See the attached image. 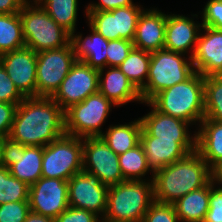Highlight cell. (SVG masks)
Masks as SVG:
<instances>
[{"label":"cell","mask_w":222,"mask_h":222,"mask_svg":"<svg viewBox=\"0 0 222 222\" xmlns=\"http://www.w3.org/2000/svg\"><path fill=\"white\" fill-rule=\"evenodd\" d=\"M64 110L51 97H25L17 106L8 142L46 146L64 136Z\"/></svg>","instance_id":"6da1fadb"},{"label":"cell","mask_w":222,"mask_h":222,"mask_svg":"<svg viewBox=\"0 0 222 222\" xmlns=\"http://www.w3.org/2000/svg\"><path fill=\"white\" fill-rule=\"evenodd\" d=\"M213 179V170L195 151L153 174L154 200L173 204L181 197L206 186Z\"/></svg>","instance_id":"7a4b0ae2"},{"label":"cell","mask_w":222,"mask_h":222,"mask_svg":"<svg viewBox=\"0 0 222 222\" xmlns=\"http://www.w3.org/2000/svg\"><path fill=\"white\" fill-rule=\"evenodd\" d=\"M150 103L161 113L198 125L205 118L204 76L195 71L187 80L159 92Z\"/></svg>","instance_id":"3957f363"},{"label":"cell","mask_w":222,"mask_h":222,"mask_svg":"<svg viewBox=\"0 0 222 222\" xmlns=\"http://www.w3.org/2000/svg\"><path fill=\"white\" fill-rule=\"evenodd\" d=\"M154 202L152 179L126 180L109 186L102 222H142Z\"/></svg>","instance_id":"277c9868"},{"label":"cell","mask_w":222,"mask_h":222,"mask_svg":"<svg viewBox=\"0 0 222 222\" xmlns=\"http://www.w3.org/2000/svg\"><path fill=\"white\" fill-rule=\"evenodd\" d=\"M19 15L25 45L34 52L60 48L70 43V33L59 26L36 0H28Z\"/></svg>","instance_id":"5b68a950"},{"label":"cell","mask_w":222,"mask_h":222,"mask_svg":"<svg viewBox=\"0 0 222 222\" xmlns=\"http://www.w3.org/2000/svg\"><path fill=\"white\" fill-rule=\"evenodd\" d=\"M166 49L151 52L145 87L140 91L142 102H150L159 92L187 80L194 72L191 57Z\"/></svg>","instance_id":"8992f818"},{"label":"cell","mask_w":222,"mask_h":222,"mask_svg":"<svg viewBox=\"0 0 222 222\" xmlns=\"http://www.w3.org/2000/svg\"><path fill=\"white\" fill-rule=\"evenodd\" d=\"M116 107L99 91L64 111L65 133L80 138L100 137L112 107Z\"/></svg>","instance_id":"52a82bcc"},{"label":"cell","mask_w":222,"mask_h":222,"mask_svg":"<svg viewBox=\"0 0 222 222\" xmlns=\"http://www.w3.org/2000/svg\"><path fill=\"white\" fill-rule=\"evenodd\" d=\"M83 138L65 134L43 147L42 177L68 181L83 171Z\"/></svg>","instance_id":"ba28073f"},{"label":"cell","mask_w":222,"mask_h":222,"mask_svg":"<svg viewBox=\"0 0 222 222\" xmlns=\"http://www.w3.org/2000/svg\"><path fill=\"white\" fill-rule=\"evenodd\" d=\"M76 61L71 43L37 52L36 97H52Z\"/></svg>","instance_id":"9c48e42d"},{"label":"cell","mask_w":222,"mask_h":222,"mask_svg":"<svg viewBox=\"0 0 222 222\" xmlns=\"http://www.w3.org/2000/svg\"><path fill=\"white\" fill-rule=\"evenodd\" d=\"M142 5L134 4L110 11H84L88 25L108 41L125 39L133 41Z\"/></svg>","instance_id":"30bf717a"},{"label":"cell","mask_w":222,"mask_h":222,"mask_svg":"<svg viewBox=\"0 0 222 222\" xmlns=\"http://www.w3.org/2000/svg\"><path fill=\"white\" fill-rule=\"evenodd\" d=\"M83 170L96 175L106 186L126 181L119 165L118 155L101 137L83 138Z\"/></svg>","instance_id":"8fae6325"},{"label":"cell","mask_w":222,"mask_h":222,"mask_svg":"<svg viewBox=\"0 0 222 222\" xmlns=\"http://www.w3.org/2000/svg\"><path fill=\"white\" fill-rule=\"evenodd\" d=\"M99 70L84 62L76 61L60 87L51 97L65 111L70 106L84 101L98 92Z\"/></svg>","instance_id":"7c38bea8"},{"label":"cell","mask_w":222,"mask_h":222,"mask_svg":"<svg viewBox=\"0 0 222 222\" xmlns=\"http://www.w3.org/2000/svg\"><path fill=\"white\" fill-rule=\"evenodd\" d=\"M68 204L100 215L107 209L108 186L102 184L96 175L82 171L68 180Z\"/></svg>","instance_id":"4fadbf2b"},{"label":"cell","mask_w":222,"mask_h":222,"mask_svg":"<svg viewBox=\"0 0 222 222\" xmlns=\"http://www.w3.org/2000/svg\"><path fill=\"white\" fill-rule=\"evenodd\" d=\"M68 181L41 177L29 188L30 210L56 219L68 207Z\"/></svg>","instance_id":"5bb4252c"},{"label":"cell","mask_w":222,"mask_h":222,"mask_svg":"<svg viewBox=\"0 0 222 222\" xmlns=\"http://www.w3.org/2000/svg\"><path fill=\"white\" fill-rule=\"evenodd\" d=\"M149 168L153 173L196 151V140H166L150 136L143 128L140 134Z\"/></svg>","instance_id":"9a60e30c"},{"label":"cell","mask_w":222,"mask_h":222,"mask_svg":"<svg viewBox=\"0 0 222 222\" xmlns=\"http://www.w3.org/2000/svg\"><path fill=\"white\" fill-rule=\"evenodd\" d=\"M0 63L24 97H36V52L23 47L0 55Z\"/></svg>","instance_id":"2e32d148"},{"label":"cell","mask_w":222,"mask_h":222,"mask_svg":"<svg viewBox=\"0 0 222 222\" xmlns=\"http://www.w3.org/2000/svg\"><path fill=\"white\" fill-rule=\"evenodd\" d=\"M191 59L202 76L222 75V30L203 26Z\"/></svg>","instance_id":"e0dca14e"},{"label":"cell","mask_w":222,"mask_h":222,"mask_svg":"<svg viewBox=\"0 0 222 222\" xmlns=\"http://www.w3.org/2000/svg\"><path fill=\"white\" fill-rule=\"evenodd\" d=\"M191 15L192 18L180 14H166L164 49L186 56L191 53L189 57H192L203 25L194 21L197 14Z\"/></svg>","instance_id":"ac0fdd59"},{"label":"cell","mask_w":222,"mask_h":222,"mask_svg":"<svg viewBox=\"0 0 222 222\" xmlns=\"http://www.w3.org/2000/svg\"><path fill=\"white\" fill-rule=\"evenodd\" d=\"M42 146H23L8 142L5 165L10 174L29 186L42 177Z\"/></svg>","instance_id":"d6986e66"},{"label":"cell","mask_w":222,"mask_h":222,"mask_svg":"<svg viewBox=\"0 0 222 222\" xmlns=\"http://www.w3.org/2000/svg\"><path fill=\"white\" fill-rule=\"evenodd\" d=\"M166 14L157 8L145 9L139 16L133 40L135 48L147 52L164 49Z\"/></svg>","instance_id":"ffe728a7"},{"label":"cell","mask_w":222,"mask_h":222,"mask_svg":"<svg viewBox=\"0 0 222 222\" xmlns=\"http://www.w3.org/2000/svg\"><path fill=\"white\" fill-rule=\"evenodd\" d=\"M148 114L140 118L142 128L153 137L166 140H196V134L189 133L190 123L176 117L161 113L150 102Z\"/></svg>","instance_id":"44dd1931"},{"label":"cell","mask_w":222,"mask_h":222,"mask_svg":"<svg viewBox=\"0 0 222 222\" xmlns=\"http://www.w3.org/2000/svg\"><path fill=\"white\" fill-rule=\"evenodd\" d=\"M106 69L99 70L98 91L100 93L116 107L131 101L143 103L140 91L118 67H106ZM104 71L107 72L104 73Z\"/></svg>","instance_id":"7402d4cb"},{"label":"cell","mask_w":222,"mask_h":222,"mask_svg":"<svg viewBox=\"0 0 222 222\" xmlns=\"http://www.w3.org/2000/svg\"><path fill=\"white\" fill-rule=\"evenodd\" d=\"M91 34L82 37L75 32L70 34V43L74 57L94 69L106 68L107 47L109 41L89 26Z\"/></svg>","instance_id":"603a6c76"},{"label":"cell","mask_w":222,"mask_h":222,"mask_svg":"<svg viewBox=\"0 0 222 222\" xmlns=\"http://www.w3.org/2000/svg\"><path fill=\"white\" fill-rule=\"evenodd\" d=\"M198 128L194 132L196 152L214 170L222 164V122L203 119Z\"/></svg>","instance_id":"cb8c5ba5"},{"label":"cell","mask_w":222,"mask_h":222,"mask_svg":"<svg viewBox=\"0 0 222 222\" xmlns=\"http://www.w3.org/2000/svg\"><path fill=\"white\" fill-rule=\"evenodd\" d=\"M210 182L178 199L175 207L179 222H204L209 209Z\"/></svg>","instance_id":"d4e9b609"},{"label":"cell","mask_w":222,"mask_h":222,"mask_svg":"<svg viewBox=\"0 0 222 222\" xmlns=\"http://www.w3.org/2000/svg\"><path fill=\"white\" fill-rule=\"evenodd\" d=\"M128 123L110 125L100 136L117 155L125 153L140 143L142 130L140 117Z\"/></svg>","instance_id":"484cf974"},{"label":"cell","mask_w":222,"mask_h":222,"mask_svg":"<svg viewBox=\"0 0 222 222\" xmlns=\"http://www.w3.org/2000/svg\"><path fill=\"white\" fill-rule=\"evenodd\" d=\"M150 58V52L133 47L127 58L117 66L139 91L146 85Z\"/></svg>","instance_id":"4316f807"},{"label":"cell","mask_w":222,"mask_h":222,"mask_svg":"<svg viewBox=\"0 0 222 222\" xmlns=\"http://www.w3.org/2000/svg\"><path fill=\"white\" fill-rule=\"evenodd\" d=\"M48 15L70 34L76 33L78 0H36Z\"/></svg>","instance_id":"83f0119b"},{"label":"cell","mask_w":222,"mask_h":222,"mask_svg":"<svg viewBox=\"0 0 222 222\" xmlns=\"http://www.w3.org/2000/svg\"><path fill=\"white\" fill-rule=\"evenodd\" d=\"M26 47L19 13L0 14V55Z\"/></svg>","instance_id":"f1b7e54d"},{"label":"cell","mask_w":222,"mask_h":222,"mask_svg":"<svg viewBox=\"0 0 222 222\" xmlns=\"http://www.w3.org/2000/svg\"><path fill=\"white\" fill-rule=\"evenodd\" d=\"M118 157L120 169L125 180H147L143 179L146 178L144 176L147 173H152L150 178L153 179L154 173L148 166L146 155L140 143L125 153L118 155Z\"/></svg>","instance_id":"f546056e"},{"label":"cell","mask_w":222,"mask_h":222,"mask_svg":"<svg viewBox=\"0 0 222 222\" xmlns=\"http://www.w3.org/2000/svg\"><path fill=\"white\" fill-rule=\"evenodd\" d=\"M29 188L27 183L13 177L5 164L0 165V204L28 201Z\"/></svg>","instance_id":"4dcf8cb0"},{"label":"cell","mask_w":222,"mask_h":222,"mask_svg":"<svg viewBox=\"0 0 222 222\" xmlns=\"http://www.w3.org/2000/svg\"><path fill=\"white\" fill-rule=\"evenodd\" d=\"M205 118L222 122V75L204 77Z\"/></svg>","instance_id":"1f68e13d"},{"label":"cell","mask_w":222,"mask_h":222,"mask_svg":"<svg viewBox=\"0 0 222 222\" xmlns=\"http://www.w3.org/2000/svg\"><path fill=\"white\" fill-rule=\"evenodd\" d=\"M133 47V41L125 39L110 40L106 49V67L119 66L127 58Z\"/></svg>","instance_id":"d6a6232c"},{"label":"cell","mask_w":222,"mask_h":222,"mask_svg":"<svg viewBox=\"0 0 222 222\" xmlns=\"http://www.w3.org/2000/svg\"><path fill=\"white\" fill-rule=\"evenodd\" d=\"M142 222H179L173 204L154 202L145 213Z\"/></svg>","instance_id":"836d02e7"},{"label":"cell","mask_w":222,"mask_h":222,"mask_svg":"<svg viewBox=\"0 0 222 222\" xmlns=\"http://www.w3.org/2000/svg\"><path fill=\"white\" fill-rule=\"evenodd\" d=\"M29 211V201L0 204V222H24Z\"/></svg>","instance_id":"e575fe53"},{"label":"cell","mask_w":222,"mask_h":222,"mask_svg":"<svg viewBox=\"0 0 222 222\" xmlns=\"http://www.w3.org/2000/svg\"><path fill=\"white\" fill-rule=\"evenodd\" d=\"M24 98L0 63V102L18 105Z\"/></svg>","instance_id":"d590c367"},{"label":"cell","mask_w":222,"mask_h":222,"mask_svg":"<svg viewBox=\"0 0 222 222\" xmlns=\"http://www.w3.org/2000/svg\"><path fill=\"white\" fill-rule=\"evenodd\" d=\"M200 12L203 26L222 30V0H208Z\"/></svg>","instance_id":"8d00e7d4"},{"label":"cell","mask_w":222,"mask_h":222,"mask_svg":"<svg viewBox=\"0 0 222 222\" xmlns=\"http://www.w3.org/2000/svg\"><path fill=\"white\" fill-rule=\"evenodd\" d=\"M210 181L209 209L204 222H222V187Z\"/></svg>","instance_id":"74e56055"},{"label":"cell","mask_w":222,"mask_h":222,"mask_svg":"<svg viewBox=\"0 0 222 222\" xmlns=\"http://www.w3.org/2000/svg\"><path fill=\"white\" fill-rule=\"evenodd\" d=\"M100 216L91 211H87L81 208L68 207L62 212L55 222H101Z\"/></svg>","instance_id":"f35d334b"},{"label":"cell","mask_w":222,"mask_h":222,"mask_svg":"<svg viewBox=\"0 0 222 222\" xmlns=\"http://www.w3.org/2000/svg\"><path fill=\"white\" fill-rule=\"evenodd\" d=\"M17 106L0 102V135L9 136Z\"/></svg>","instance_id":"ab89813d"},{"label":"cell","mask_w":222,"mask_h":222,"mask_svg":"<svg viewBox=\"0 0 222 222\" xmlns=\"http://www.w3.org/2000/svg\"><path fill=\"white\" fill-rule=\"evenodd\" d=\"M134 4L133 0H99L97 3H89L86 7V11H110Z\"/></svg>","instance_id":"60d3db41"},{"label":"cell","mask_w":222,"mask_h":222,"mask_svg":"<svg viewBox=\"0 0 222 222\" xmlns=\"http://www.w3.org/2000/svg\"><path fill=\"white\" fill-rule=\"evenodd\" d=\"M28 0H0V14L19 13Z\"/></svg>","instance_id":"b9f144b4"},{"label":"cell","mask_w":222,"mask_h":222,"mask_svg":"<svg viewBox=\"0 0 222 222\" xmlns=\"http://www.w3.org/2000/svg\"><path fill=\"white\" fill-rule=\"evenodd\" d=\"M24 222H55V219L30 210Z\"/></svg>","instance_id":"7bdbcfd3"},{"label":"cell","mask_w":222,"mask_h":222,"mask_svg":"<svg viewBox=\"0 0 222 222\" xmlns=\"http://www.w3.org/2000/svg\"><path fill=\"white\" fill-rule=\"evenodd\" d=\"M7 146L8 137L5 135H0V165L5 163Z\"/></svg>","instance_id":"ee69618b"},{"label":"cell","mask_w":222,"mask_h":222,"mask_svg":"<svg viewBox=\"0 0 222 222\" xmlns=\"http://www.w3.org/2000/svg\"><path fill=\"white\" fill-rule=\"evenodd\" d=\"M213 179L216 184L222 187V164L213 170Z\"/></svg>","instance_id":"f6af8a7d"}]
</instances>
